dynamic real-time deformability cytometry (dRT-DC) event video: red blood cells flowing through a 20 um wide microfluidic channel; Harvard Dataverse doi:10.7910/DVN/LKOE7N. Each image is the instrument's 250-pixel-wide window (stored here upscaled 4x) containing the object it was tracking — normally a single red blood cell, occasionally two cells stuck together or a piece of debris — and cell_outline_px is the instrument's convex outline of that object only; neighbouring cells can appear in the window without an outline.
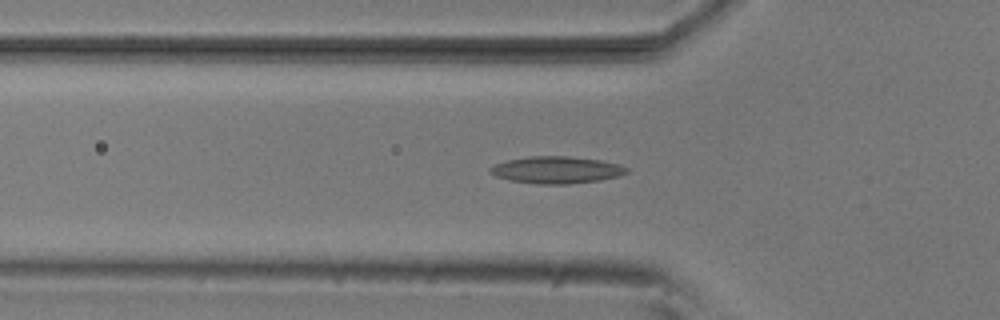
{"species": "common noctule bat (a hibernating species)", "species_latin": "Nyctalus noctula", "temperature_condition": "room temperature", "stored_images_in_passage": 54, "segment_of_instrument_passage": [1, 2], "camera_frame_rate_fps": 3000, "um_per_image_px": 0.085, "animal": {"sex": "male", "body_mass_g": 20.5, "forearm_length_mm": 52.5}, "frame": {"image": 1, "passage_image": 17, "time_ms": 5.333, "image_size_px": [1000, 320], "cell_outline_px": [[628, 172], [616, 176], [600, 180], [568, 184], [540, 184], [508, 180], [496, 176], [488, 172], [488, 168], [504, 160], [528, 156], [568, 156], [600, 160], [616, 164], [628, 168]], "centroid_in_image_um": [47.23, 14.44], "position_along_channel_um": 78.6, "area_um2": 21.44}}
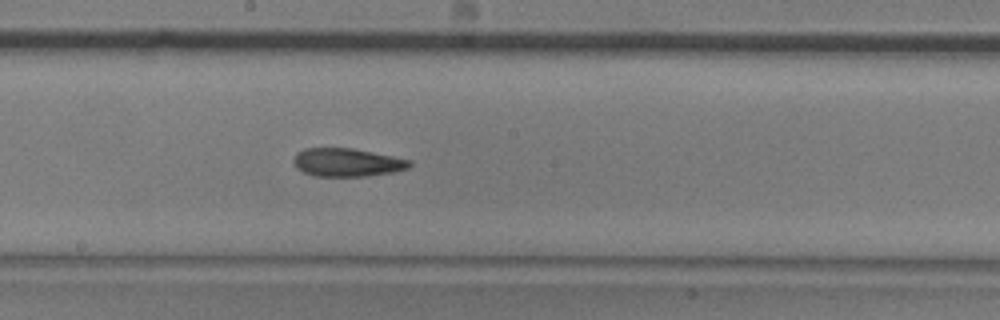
{"frame": {"image": 2, "passage_image": 28, "time_ms": 9.0, "image_size_px": [1000, 320], "cell_outline_px": [[412, 164], [408, 168], [396, 172], [368, 176], [316, 176], [304, 172], [296, 168], [292, 160], [296, 152], [304, 148], [352, 148], [412, 160]], "centroid_in_image_um": [29.5, 13.8], "position_along_channel_um": 218.7, "area_um2": 19.25}}
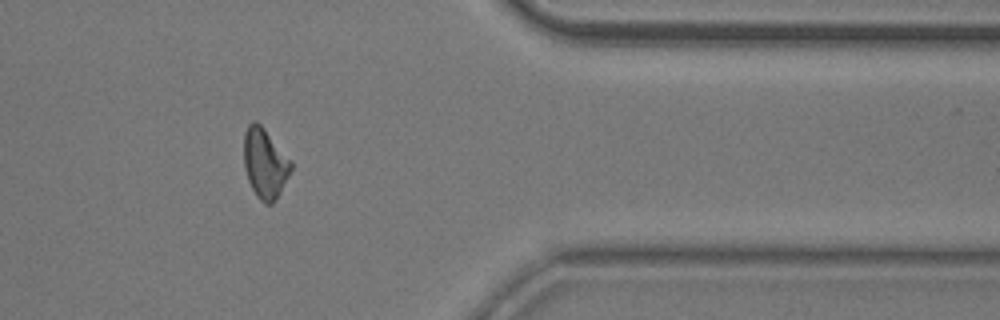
{"frame": {"image": 3, "passage_image": 43, "time_ms": 14.0, "image_size_px": [1000, 320], "cell_outline_px": [[292, 168], [280, 192], [272, 204], [264, 204], [256, 196], [248, 180], [244, 168], [244, 132], [248, 124], [252, 120], [256, 120], [264, 128], [292, 160]], "centroid_in_image_um": [22.51, 13.86], "position_along_channel_um": 388.9, "area_um2": 19.31}}